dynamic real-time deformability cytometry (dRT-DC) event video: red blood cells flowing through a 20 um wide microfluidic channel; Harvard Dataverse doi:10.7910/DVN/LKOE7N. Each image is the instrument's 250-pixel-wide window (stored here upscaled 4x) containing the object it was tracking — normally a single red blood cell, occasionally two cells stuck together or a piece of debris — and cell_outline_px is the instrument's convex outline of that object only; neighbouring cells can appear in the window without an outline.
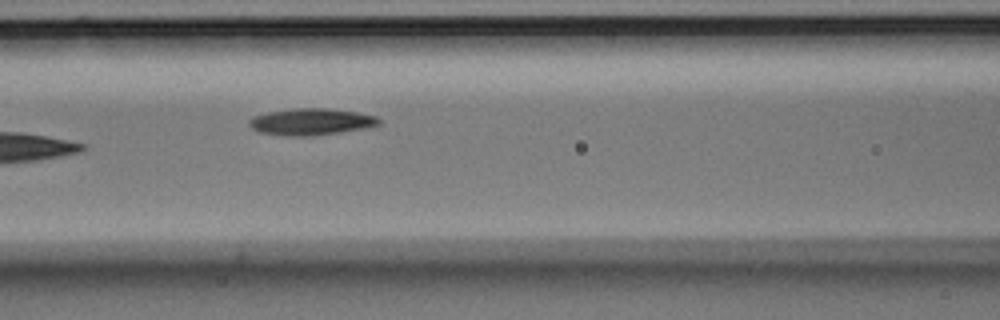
{"species": "Egyptian fruit bat (a non-hibernating species)", "species_latin": "Rousettus aegyptiacus", "temperature_condition": "room temperature", "stored_images_in_passage": 7, "camera_frame_rate_fps": 3000, "um_per_image_px": 0.085, "animal": {"sex": "male"}, "frame": {"image": 1, "passage_image": 7, "time_ms": 2.0, "image_size_px": [1000, 320], "cell_outline_px": [[380, 124], [368, 128], [312, 136], [288, 136], [260, 132], [252, 128], [248, 124], [248, 120], [252, 116], [268, 112], [292, 108], [328, 108], [356, 112], [376, 116], [380, 120]], "centroid_in_image_um": [26.44, 10.35], "position_along_channel_um": 140.2, "area_um2": 20.29}}